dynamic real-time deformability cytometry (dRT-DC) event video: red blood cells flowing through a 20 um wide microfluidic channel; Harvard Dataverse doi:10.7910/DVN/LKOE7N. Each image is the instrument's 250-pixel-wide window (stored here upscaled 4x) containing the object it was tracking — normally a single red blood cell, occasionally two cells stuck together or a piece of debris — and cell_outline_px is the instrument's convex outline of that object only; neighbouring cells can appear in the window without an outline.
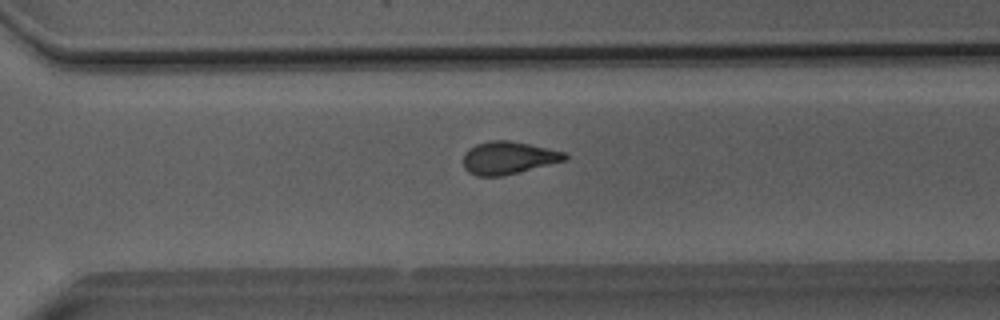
{"species": "Egyptian fruit bat (a non-hibernating species)", "species_latin": "Rousettus aegyptiacus", "temperature_condition": "room temperature", "stored_images_in_passage": 49, "camera_frame_rate_fps": 3000, "um_per_image_px": 0.085, "animal": {"sex": "male"}, "frame": {"image": 1, "passage_image": 34, "time_ms": 11.0, "image_size_px": [1000, 320], "cell_outline_px": [[568, 160], [500, 176], [476, 176], [468, 172], [464, 168], [464, 152], [468, 148], [476, 144], [492, 140], [508, 140], [528, 144], [564, 152], [568, 156]], "centroid_in_image_um": [43.18, 13.41], "position_along_channel_um": 327.4, "area_um2": 19.19}}
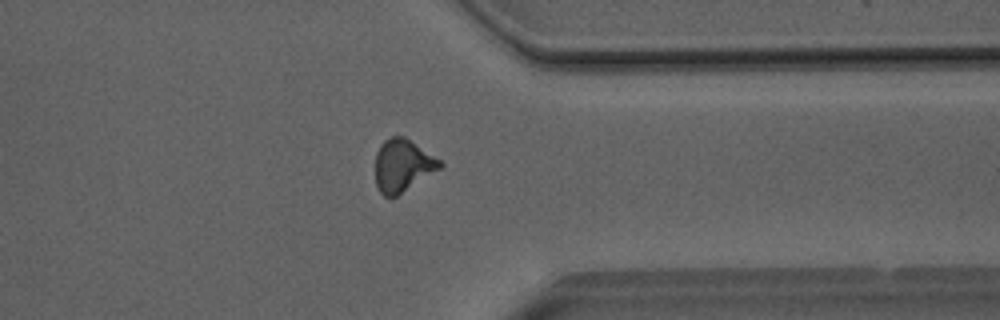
{"frame": {"image": 2, "passage_image": 38, "time_ms": 12.333, "image_size_px": [1000, 320], "cell_outline_px": [[444, 164], [440, 168], [396, 196], [384, 196], [380, 192], [376, 184], [376, 152], [380, 144], [384, 140], [392, 136], [404, 136], [440, 160]], "centroid_in_image_um": [34.2, 14.04], "position_along_channel_um": 377.2, "area_um2": 19.36}}
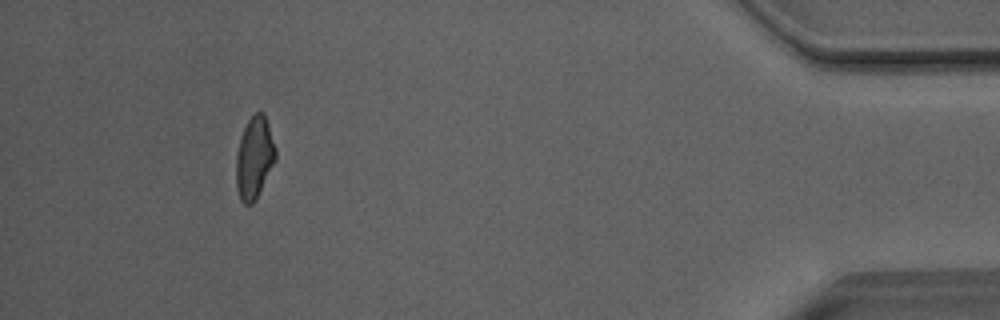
{"frame": {"image": 3, "passage_image": 45, "time_ms": 14.667, "image_size_px": [1000, 320], "cell_outline_px": [[276, 160], [252, 204], [244, 204], [240, 200], [236, 188], [236, 156], [240, 136], [248, 120], [256, 112], [264, 112], [276, 148]], "centroid_in_image_um": [21.61, 13.39], "position_along_channel_um": 413.6, "area_um2": 18.73}, "authors_computed_cell_mechanics": {"area_um2": 19.652, "velocity_mm_per_s": 4.0608, "shape_relaxation_time_tau1_ms": 7.7986, "shape_relaxation_time_tau2_ms": 2.3888, "deformation_change_tau1": 0.1516, "deformation_change_tau2": 0.0894}}